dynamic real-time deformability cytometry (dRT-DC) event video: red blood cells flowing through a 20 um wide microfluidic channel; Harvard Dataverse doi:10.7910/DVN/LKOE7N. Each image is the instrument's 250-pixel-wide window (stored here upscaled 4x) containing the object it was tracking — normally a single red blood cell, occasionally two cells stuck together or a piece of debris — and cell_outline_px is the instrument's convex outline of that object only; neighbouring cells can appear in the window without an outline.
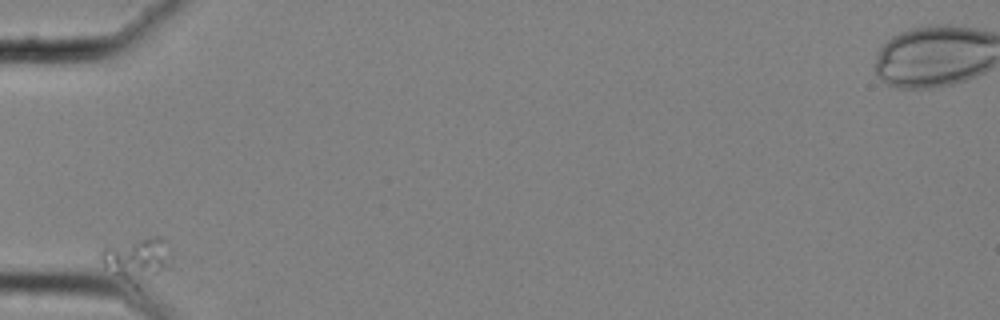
{"species": "common noctule bat (a hibernating species)", "species_latin": "Nyctalus noctula", "temperature_condition": "cold", "stored_images_in_passage": 35, "camera_frame_rate_fps": 3000, "um_per_image_px": 0.085, "animal": {"sex": "female", "body_mass_g": 25.1}, "frame": {"image": 1, "passage_image": 1, "time_ms": 0.0, "image_size_px": [1000, 320], "cell_outline_px": [[172, 268], [140, 292], [104, 268], [100, 256], [100, 252], [108, 244], [144, 236], [160, 236], [168, 240], [172, 256]], "centroid_in_image_um": [11.75, 22.11], "position_along_channel_um": 73.2, "area_um2": 20.17}}
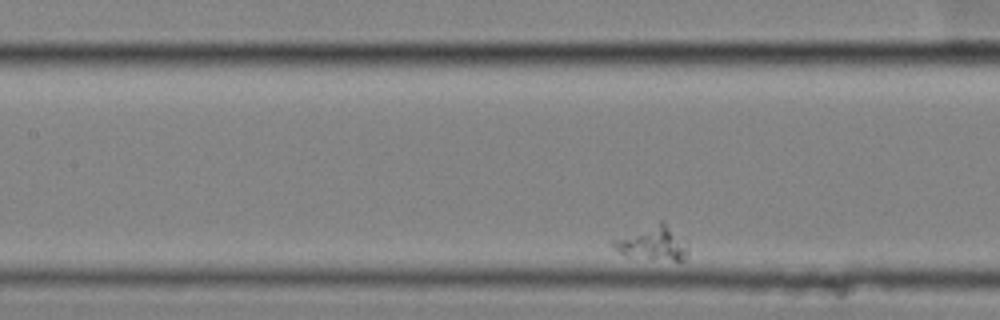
{"frame": {"image": 2, "passage_image": 11, "time_ms": 3.333, "image_size_px": [1000, 320], "cell_outline_px": [[688, 256], [684, 260], [676, 260], [628, 256], [620, 252], [608, 244], [608, 240], [660, 220], [664, 220], [688, 244]], "centroid_in_image_um": [55.44, 20.63], "position_along_channel_um": 152.0, "area_um2": 15.14}}
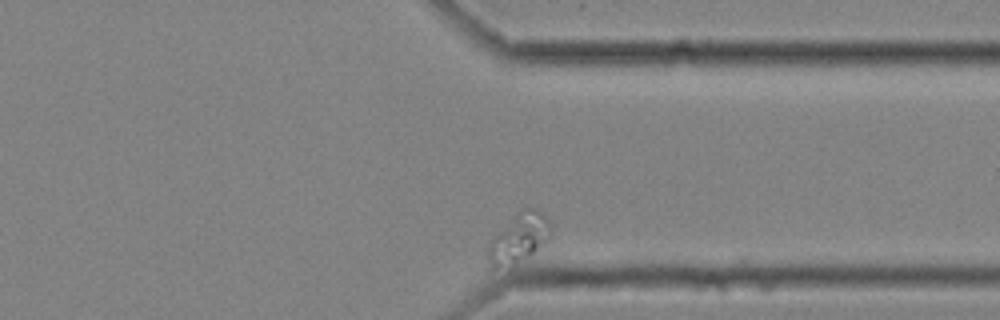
{"frame": {"image": 3, "passage_image": 35, "time_ms": 11.333, "image_size_px": [1000, 320], "cell_outline_px": [[548, 236], [528, 256], [512, 268], [488, 272], [488, 244], [492, 236], [516, 212], [524, 208], [536, 208], [544, 216], [548, 228]], "centroid_in_image_um": [43.92, 20.34], "position_along_channel_um": 367.5, "area_um2": 18.03}}